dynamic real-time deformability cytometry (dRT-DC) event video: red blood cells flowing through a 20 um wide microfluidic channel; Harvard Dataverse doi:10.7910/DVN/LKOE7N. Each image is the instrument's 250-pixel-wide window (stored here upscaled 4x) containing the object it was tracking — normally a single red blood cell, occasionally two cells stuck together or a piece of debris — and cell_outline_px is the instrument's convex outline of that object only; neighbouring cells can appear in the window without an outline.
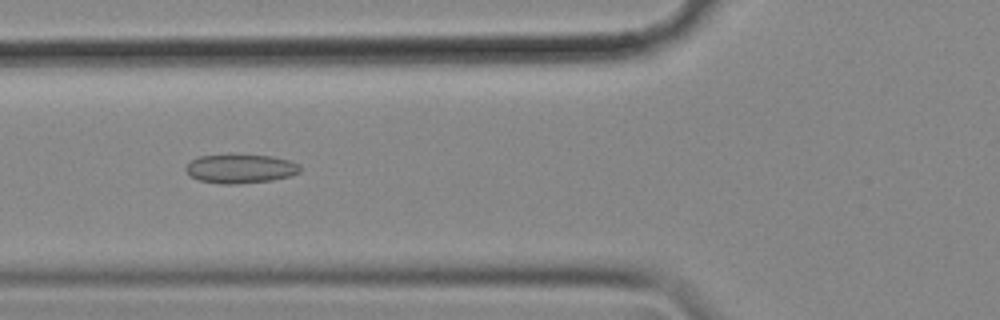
{"species": "common noctule bat (a hibernating species)", "species_latin": "Nyctalus noctula", "temperature_condition": "cold", "stored_images_in_passage": 43, "camera_frame_rate_fps": 3000, "um_per_image_px": 0.085, "animal": {"sex": "female", "body_mass_g": 18.4}, "frame": {"image": 1, "passage_image": 8, "time_ms": 2.333, "image_size_px": [1000, 320], "cell_outline_px": [[300, 172], [288, 176], [272, 180], [240, 184], [220, 184], [200, 180], [188, 176], [184, 168], [196, 156], [228, 152], [236, 152], [272, 156], [288, 160], [300, 164]], "centroid_in_image_um": [20.38, 14.29], "position_along_channel_um": 105.4, "area_um2": 20.23}}
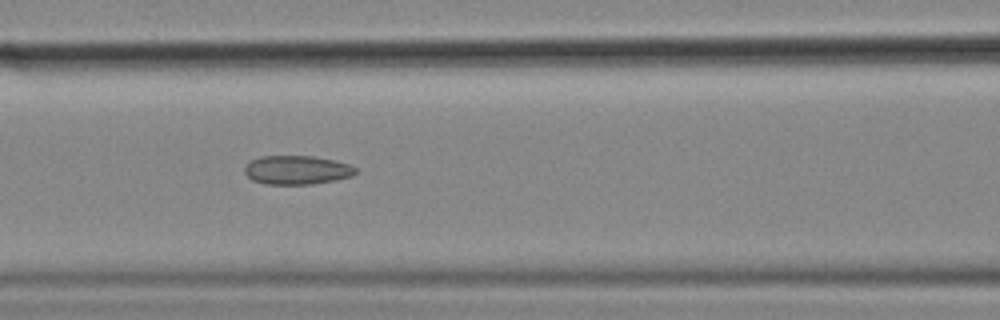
{"frame": {"image": 2, "passage_image": 11, "time_ms": 3.333, "image_size_px": [1000, 320], "cell_outline_px": [[356, 172], [352, 176], [336, 180], [312, 184], [264, 184], [252, 180], [244, 172], [244, 168], [252, 160], [260, 156], [312, 156], [336, 160], [348, 164], [356, 168]], "centroid_in_image_um": [25.24, 14.45], "position_along_channel_um": 141.4, "area_um2": 18.67}}
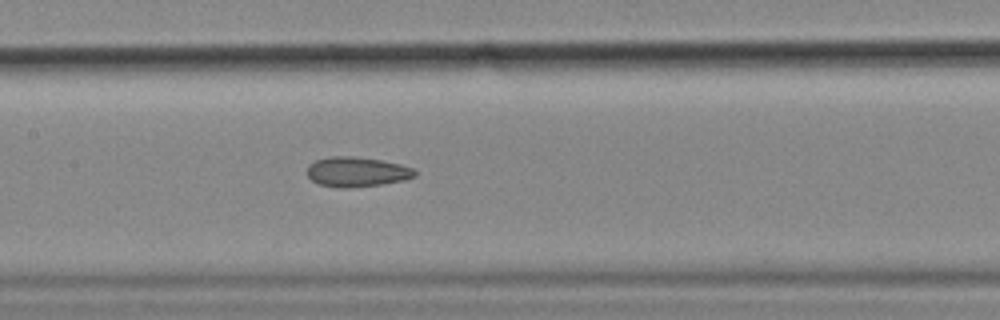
{"frame": {"image": 3, "passage_image": 14, "time_ms": 4.333, "image_size_px": [1000, 320], "cell_outline_px": [[416, 176], [404, 180], [380, 184], [344, 188], [320, 184], [312, 180], [308, 176], [308, 164], [316, 160], [332, 156], [356, 156], [380, 160], [400, 164], [412, 168], [416, 172]], "centroid_in_image_um": [30.33, 14.59], "position_along_channel_um": 177.1, "area_um2": 18.5}, "authors_computed_cell_mechanics": {"area_um2": 18.8428, "velocity_mm_per_s": 3.579, "shape_relaxation_time_tau1_ms": null, "shape_relaxation_time_tau2_ms": 6.6026, "deformation_change_tau1": null, "deformation_change_tau2": 0.1563}}